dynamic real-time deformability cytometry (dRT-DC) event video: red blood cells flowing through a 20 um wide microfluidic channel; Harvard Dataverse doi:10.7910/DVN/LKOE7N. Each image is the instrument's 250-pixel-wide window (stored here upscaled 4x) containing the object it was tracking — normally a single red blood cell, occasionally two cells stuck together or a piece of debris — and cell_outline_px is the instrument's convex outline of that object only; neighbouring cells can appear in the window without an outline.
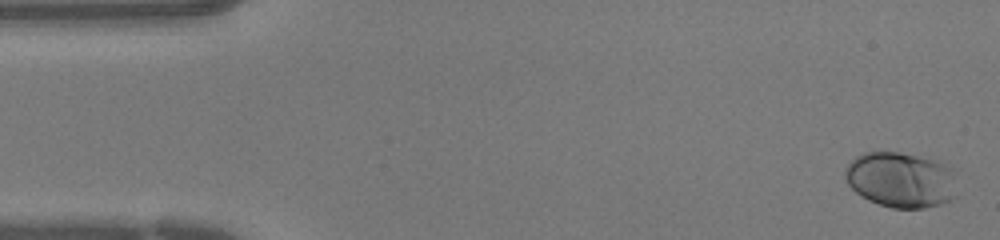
{"species": "human", "species_latin": "Homo sapiens", "temperature_condition": "warm", "stored_images_in_passage": 45, "camera_frame_rate_fps": 3000, "um_per_image_px": 0.085, "donor": {"sex": "female"}, "frame": {"image": 1, "passage_image": 2, "time_ms": 0.333, "image_size_px": [1000, 240], "cell_outline_px": [[956, 196], [940, 204], [924, 208], [892, 208], [868, 200], [856, 192], [848, 184], [844, 176], [844, 172], [848, 164], [856, 156], [864, 152], [900, 152], [940, 160], [956, 168]], "centroid_in_image_um": [76.63, 15.26], "position_along_channel_um": 8.4, "area_um2": 36.88}}
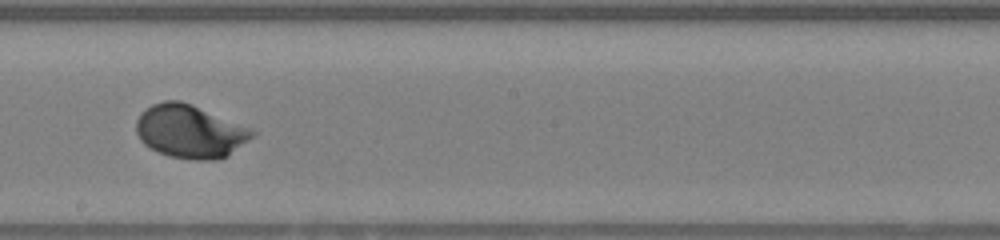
{"frame": {"image": 2, "passage_image": 25, "time_ms": 8.0, "image_size_px": [1000, 240], "cell_outline_px": [[260, 132], [256, 136], [228, 156], [220, 160], [192, 160], [168, 156], [156, 152], [144, 144], [140, 140], [136, 132], [136, 120], [140, 112], [152, 104], [164, 100], [180, 100], [192, 104]], "centroid_in_image_um": [16.17, 11.18], "position_along_channel_um": 232.0, "area_um2": 36.59}}
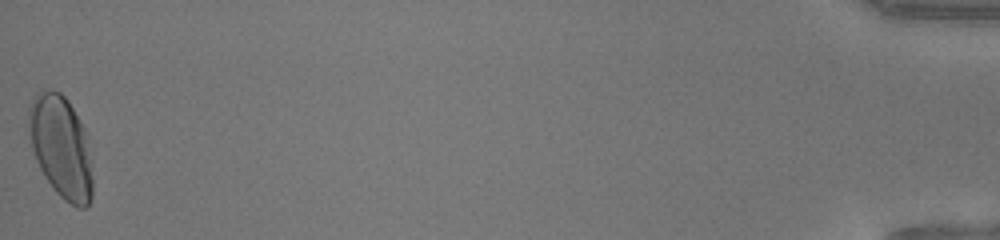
{"frame": {"image": 3, "passage_image": 45, "time_ms": 14.667, "image_size_px": [1000, 240], "cell_outline_px": [[92, 196], [88, 204], [84, 208], [76, 208], [64, 200], [52, 188], [44, 176], [36, 160], [32, 148], [28, 132], [28, 108], [32, 96], [40, 88], [60, 92], [68, 100], [84, 128], [88, 136], [92, 160]], "centroid_in_image_um": [5.18, 12.47], "position_along_channel_um": 430.0, "area_um2": 38.9}}